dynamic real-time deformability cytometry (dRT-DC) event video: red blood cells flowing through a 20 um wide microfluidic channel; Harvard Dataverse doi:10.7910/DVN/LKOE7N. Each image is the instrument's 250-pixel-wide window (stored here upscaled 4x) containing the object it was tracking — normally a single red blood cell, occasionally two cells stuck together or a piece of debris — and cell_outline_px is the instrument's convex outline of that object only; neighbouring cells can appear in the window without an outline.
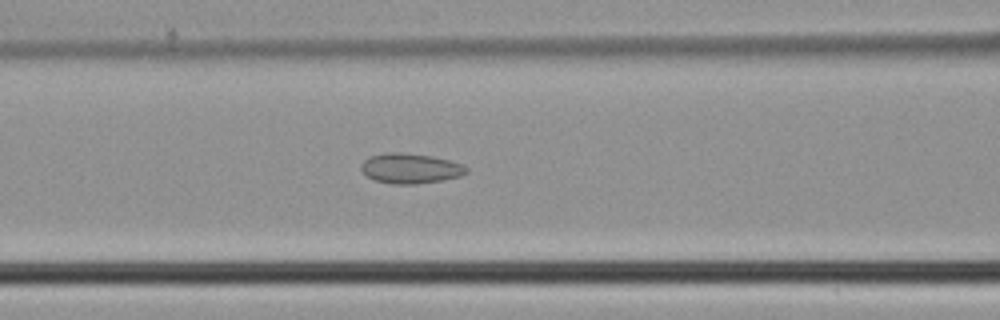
{"species": "common noctule bat (a hibernating species)", "species_latin": "Nyctalus noctula", "temperature_condition": "cold", "stored_images_in_passage": 36, "camera_frame_rate_fps": 3000, "um_per_image_px": 0.085, "animal": {"sex": "male", "body_mass_g": 21.5, "forearm_length_mm": 52.0}, "frame": {"image": 1, "passage_image": 9, "time_ms": 2.667, "image_size_px": [1000, 320], "cell_outline_px": [[468, 172], [460, 176], [444, 180], [416, 184], [392, 184], [376, 180], [368, 176], [360, 168], [360, 164], [368, 156], [384, 152], [400, 152], [432, 156], [448, 160], [460, 164], [468, 168]], "centroid_in_image_um": [34.86, 14.3], "position_along_channel_um": 131.7, "area_um2": 18.5}}
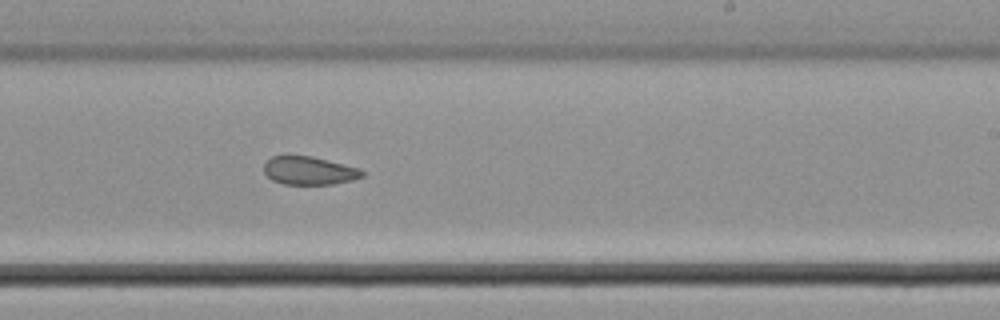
{"frame": {"image": 2, "passage_image": 18, "time_ms": 5.667, "image_size_px": [1000, 320], "cell_outline_px": [[364, 176], [352, 180], [332, 184], [284, 184], [272, 180], [264, 172], [264, 164], [272, 156], [312, 156], [360, 168], [364, 172]], "centroid_in_image_um": [26.29, 14.5], "position_along_channel_um": 262.7, "area_um2": 16.07}}
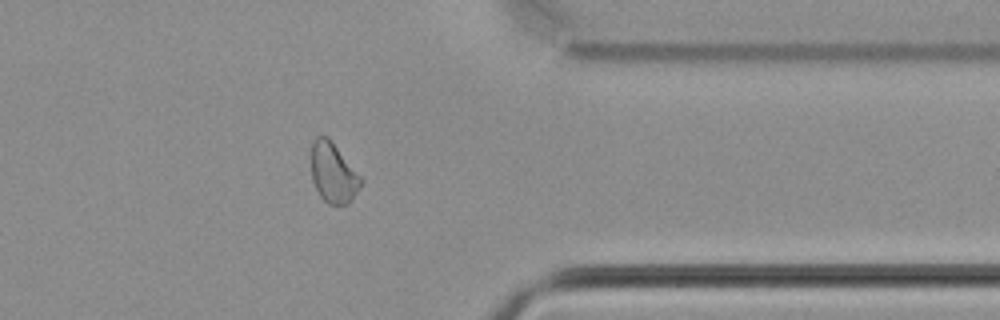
{"frame": {"image": 3, "passage_image": 27, "time_ms": 8.667, "image_size_px": [1000, 320], "cell_outline_px": [[364, 180], [348, 204], [328, 204], [320, 196], [312, 180], [312, 140], [316, 136], [328, 136]], "centroid_in_image_um": [28.32, 14.68], "position_along_channel_um": 383.1, "area_um2": 17.22}}